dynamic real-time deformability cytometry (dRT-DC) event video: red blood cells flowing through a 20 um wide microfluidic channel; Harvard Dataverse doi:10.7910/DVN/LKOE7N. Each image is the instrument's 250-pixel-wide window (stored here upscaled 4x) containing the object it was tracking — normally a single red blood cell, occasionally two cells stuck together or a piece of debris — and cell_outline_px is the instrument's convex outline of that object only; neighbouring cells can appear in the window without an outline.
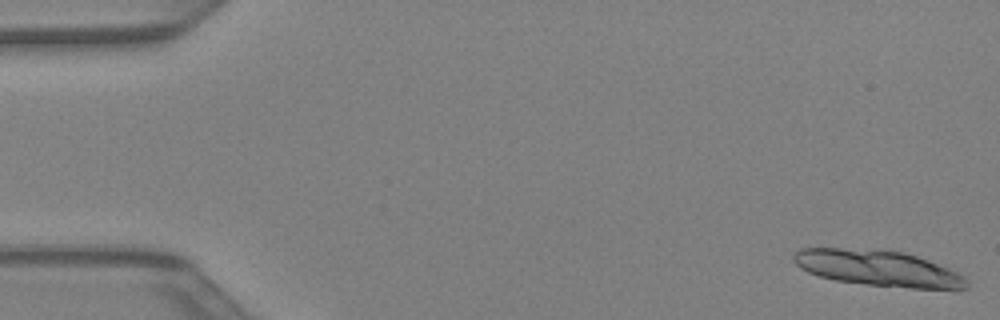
{"species": "Egyptian fruit bat (a non-hibernating species)", "species_latin": "Rousettus aegyptiacus", "temperature_condition": "warm", "stored_images_in_passage": 11, "camera_frame_rate_fps": 3000, "um_per_image_px": 0.085, "animal": {"sex": "female"}, "frame": {"image": 1, "passage_image": 1, "time_ms": 0.0, "image_size_px": [1000, 320], "cell_outline_px": [[968, 288], [960, 292], [956, 292], [868, 284], [836, 280], [820, 276], [808, 272], [800, 268], [792, 260], [792, 256], [800, 248], [840, 248], [904, 252], [956, 268], [968, 276]], "centroid_in_image_um": [74.87, 22.84], "position_along_channel_um": 10.1, "area_um2": 37.17}}